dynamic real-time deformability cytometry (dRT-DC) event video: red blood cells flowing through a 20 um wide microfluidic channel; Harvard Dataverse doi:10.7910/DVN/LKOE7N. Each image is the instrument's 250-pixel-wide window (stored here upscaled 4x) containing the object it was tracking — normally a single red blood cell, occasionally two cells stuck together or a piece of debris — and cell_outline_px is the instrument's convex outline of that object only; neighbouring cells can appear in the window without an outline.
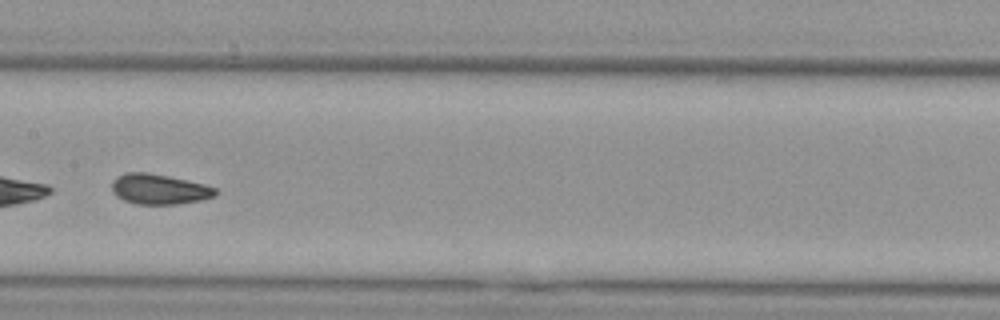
{"species": "Egyptian fruit bat (a non-hibernating species)", "species_latin": "Rousettus aegyptiacus", "temperature_condition": "cold", "stored_images_in_passage": 7, "camera_frame_rate_fps": 3000, "um_per_image_px": 0.085, "animal": {"sex": "female"}, "frame": {"image": 1, "passage_image": 4, "time_ms": 3.667, "image_size_px": [1000, 320], "cell_outline_px": [[216, 196], [200, 200], [176, 204], [136, 204], [124, 200], [116, 196], [112, 192], [112, 180], [116, 176], [124, 172], [148, 172], [168, 176], [204, 184], [216, 188]], "centroid_in_image_um": [13.48, 16.07], "position_along_channel_um": 193.9, "area_um2": 18.32}}
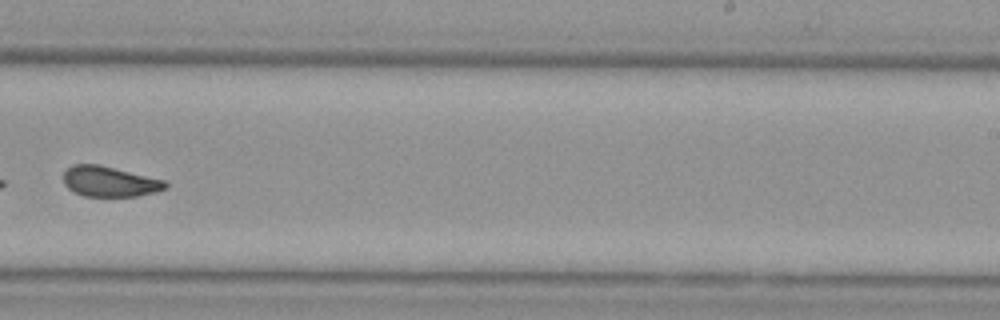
{"frame": {"image": 2, "passage_image": 6, "time_ms": 6.0, "image_size_px": [1000, 320], "cell_outline_px": [[168, 188], [156, 192], [136, 196], [84, 196], [68, 188], [64, 184], [64, 172], [72, 164], [100, 164], [164, 180], [168, 184]], "centroid_in_image_um": [9.33, 15.42], "position_along_channel_um": 279.7, "area_um2": 18.03}}
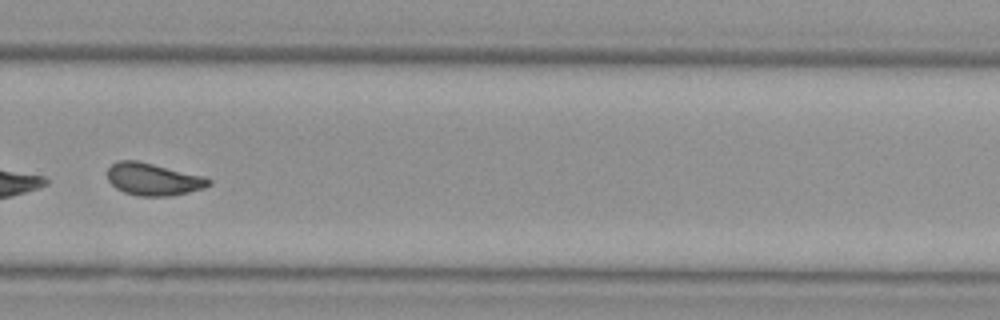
{"frame": {"image": 3, "passage_image": 7, "time_ms": 7.0, "image_size_px": [1000, 320], "cell_outline_px": [[212, 184], [204, 188], [188, 192], [168, 196], [140, 196], [124, 192], [116, 188], [108, 180], [108, 168], [116, 160], [136, 160], [204, 176], [212, 180]], "centroid_in_image_um": [13.03, 15.23], "position_along_channel_um": 316.8, "area_um2": 19.02}}